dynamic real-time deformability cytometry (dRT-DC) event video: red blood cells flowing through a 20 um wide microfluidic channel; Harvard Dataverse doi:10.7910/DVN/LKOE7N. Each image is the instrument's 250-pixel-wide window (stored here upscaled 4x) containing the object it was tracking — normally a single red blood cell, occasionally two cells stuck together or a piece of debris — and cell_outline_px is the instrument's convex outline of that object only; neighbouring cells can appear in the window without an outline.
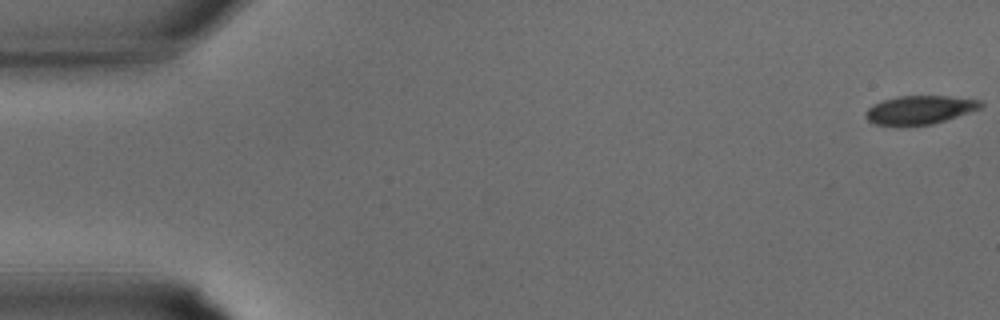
{"species": "common noctule bat (a hibernating species)", "species_latin": "Nyctalus noctula", "temperature_condition": "warm", "stored_images_in_passage": 34, "camera_frame_rate_fps": 3000, "um_per_image_px": 0.085, "animal": {"sex": "male", "body_mass_g": 15.6}, "frame": {"image": 1, "passage_image": 1, "time_ms": 0.0, "image_size_px": [1000, 320], "cell_outline_px": [[984, 104], [980, 108], [932, 124], [876, 124], [868, 120], [864, 116], [864, 112], [872, 104], [884, 100], [900, 96], [948, 96], [980, 100]], "centroid_in_image_um": [78.15, 9.31], "position_along_channel_um": 6.8, "area_um2": 18.61}}
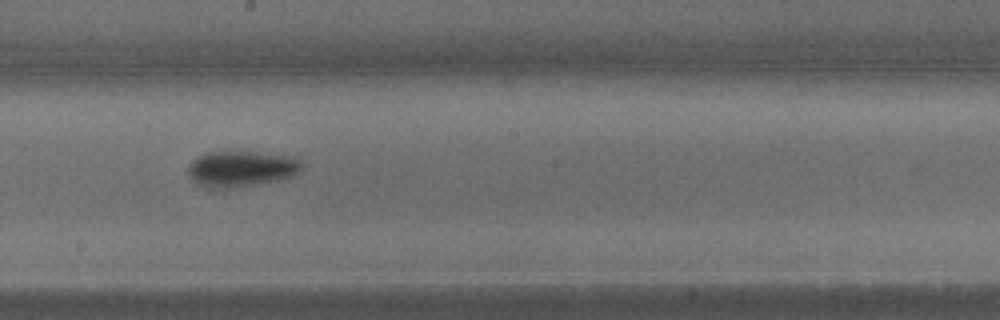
{"frame": {"image": 2, "passage_image": 19, "time_ms": 6.0, "image_size_px": [1000, 320], "cell_outline_px": [[304, 164], [300, 172], [292, 176], [276, 180], [256, 184], [232, 188], [204, 188], [196, 184], [192, 180], [188, 172], [188, 164], [192, 160], [208, 152], [256, 152], [292, 156], [300, 160]], "centroid_in_image_um": [20.5, 14.35], "position_along_channel_um": 227.7, "area_um2": 23.87}}
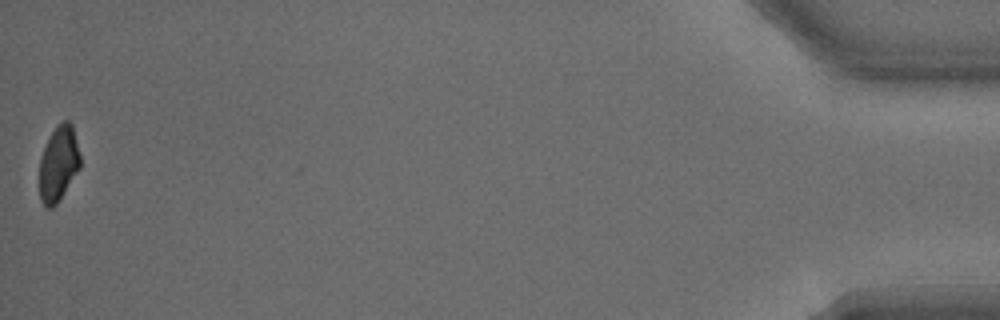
{"frame": {"image": 3, "passage_image": 34, "time_ms": 11.0, "image_size_px": [1000, 320], "cell_outline_px": [[80, 168], [56, 204], [52, 208], [48, 208], [40, 200], [40, 160], [44, 148], [52, 132], [64, 120], [68, 120], [72, 124], [80, 156]], "centroid_in_image_um": [4.98, 13.92], "position_along_channel_um": 430.2, "area_um2": 17.46}}